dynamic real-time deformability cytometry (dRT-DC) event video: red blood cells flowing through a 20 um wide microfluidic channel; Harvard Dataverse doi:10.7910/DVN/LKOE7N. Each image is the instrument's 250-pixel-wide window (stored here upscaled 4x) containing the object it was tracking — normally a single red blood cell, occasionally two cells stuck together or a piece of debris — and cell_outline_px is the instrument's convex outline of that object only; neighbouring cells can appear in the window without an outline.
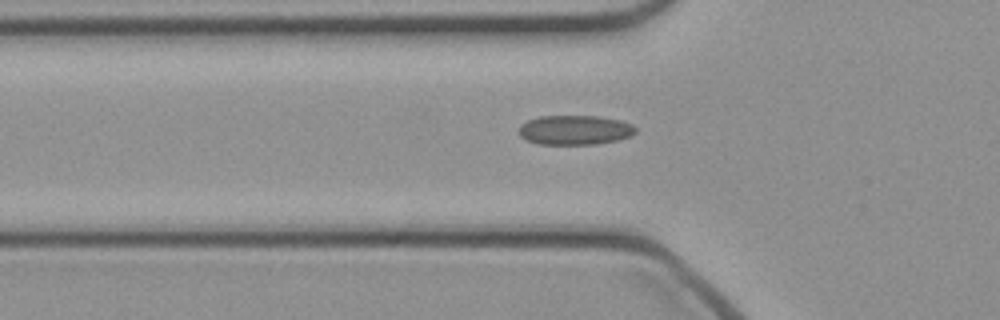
{"species": "common noctule bat (a hibernating species)", "species_latin": "Nyctalus noctula", "temperature_condition": "cold", "stored_images_in_passage": 30, "camera_frame_rate_fps": 3000, "um_per_image_px": 0.085, "animal": {"sex": "female", "body_mass_g": 21.9}, "frame": {"image": 1, "passage_image": 5, "time_ms": 1.333, "image_size_px": [1000, 320], "cell_outline_px": [[636, 132], [620, 140], [596, 144], [536, 144], [524, 140], [516, 132], [520, 124], [528, 120], [540, 116], [596, 116], [620, 120], [632, 124], [636, 128]], "centroid_in_image_um": [48.81, 11.06], "position_along_channel_um": 77.0, "area_um2": 20.35}}
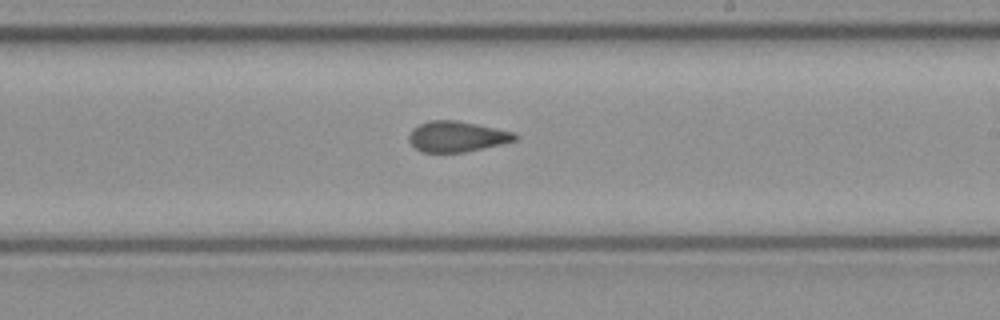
{"frame": {"image": 2, "passage_image": 17, "time_ms": 5.333, "image_size_px": [1000, 320], "cell_outline_px": [[516, 140], [500, 144], [464, 152], [420, 152], [408, 140], [408, 136], [412, 128], [428, 120], [456, 120], [476, 124], [512, 132], [516, 136]], "centroid_in_image_um": [38.76, 11.6], "position_along_channel_um": 250.2, "area_um2": 18.67}}
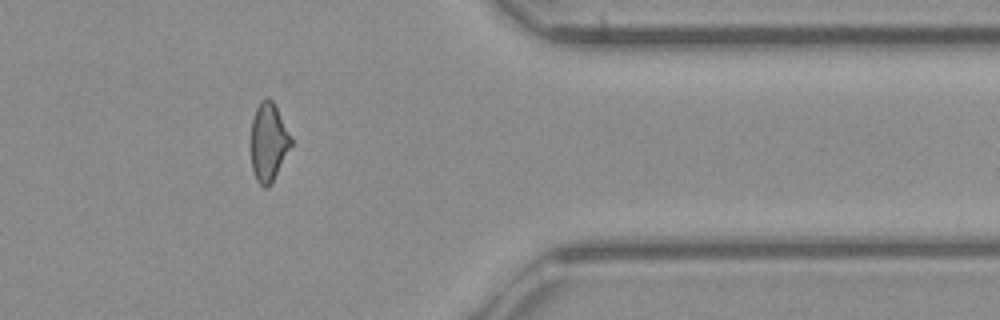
{"frame": {"image": 3, "passage_image": 28, "time_ms": 9.0, "image_size_px": [1000, 320], "cell_outline_px": [[292, 144], [268, 188], [264, 188], [256, 180], [252, 168], [252, 120], [256, 108], [260, 100], [268, 96], [272, 100], [292, 136]], "centroid_in_image_um": [22.83, 12.05], "position_along_channel_um": 388.6, "area_um2": 18.03}}